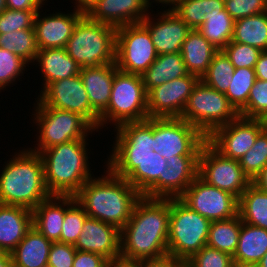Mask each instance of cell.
I'll list each match as a JSON object with an SVG mask.
<instances>
[{
    "label": "cell",
    "instance_id": "cell-16",
    "mask_svg": "<svg viewBox=\"0 0 267 267\" xmlns=\"http://www.w3.org/2000/svg\"><path fill=\"white\" fill-rule=\"evenodd\" d=\"M266 127V120L239 116L236 120L216 128L207 137V142L222 156L239 160Z\"/></svg>",
    "mask_w": 267,
    "mask_h": 267
},
{
    "label": "cell",
    "instance_id": "cell-36",
    "mask_svg": "<svg viewBox=\"0 0 267 267\" xmlns=\"http://www.w3.org/2000/svg\"><path fill=\"white\" fill-rule=\"evenodd\" d=\"M0 47L13 52L24 61H35L38 47L34 29H22L8 34H0Z\"/></svg>",
    "mask_w": 267,
    "mask_h": 267
},
{
    "label": "cell",
    "instance_id": "cell-56",
    "mask_svg": "<svg viewBox=\"0 0 267 267\" xmlns=\"http://www.w3.org/2000/svg\"><path fill=\"white\" fill-rule=\"evenodd\" d=\"M0 267H13V261L11 253L5 252L0 257Z\"/></svg>",
    "mask_w": 267,
    "mask_h": 267
},
{
    "label": "cell",
    "instance_id": "cell-35",
    "mask_svg": "<svg viewBox=\"0 0 267 267\" xmlns=\"http://www.w3.org/2000/svg\"><path fill=\"white\" fill-rule=\"evenodd\" d=\"M239 214L227 220L211 221L207 246L234 255L240 234Z\"/></svg>",
    "mask_w": 267,
    "mask_h": 267
},
{
    "label": "cell",
    "instance_id": "cell-23",
    "mask_svg": "<svg viewBox=\"0 0 267 267\" xmlns=\"http://www.w3.org/2000/svg\"><path fill=\"white\" fill-rule=\"evenodd\" d=\"M199 155H179L166 159L164 177L158 178V198H179L198 176Z\"/></svg>",
    "mask_w": 267,
    "mask_h": 267
},
{
    "label": "cell",
    "instance_id": "cell-46",
    "mask_svg": "<svg viewBox=\"0 0 267 267\" xmlns=\"http://www.w3.org/2000/svg\"><path fill=\"white\" fill-rule=\"evenodd\" d=\"M26 64L18 55L0 47V89L15 81L23 73Z\"/></svg>",
    "mask_w": 267,
    "mask_h": 267
},
{
    "label": "cell",
    "instance_id": "cell-14",
    "mask_svg": "<svg viewBox=\"0 0 267 267\" xmlns=\"http://www.w3.org/2000/svg\"><path fill=\"white\" fill-rule=\"evenodd\" d=\"M179 199L210 221L227 220L238 215L239 199L227 191L209 185L199 176Z\"/></svg>",
    "mask_w": 267,
    "mask_h": 267
},
{
    "label": "cell",
    "instance_id": "cell-19",
    "mask_svg": "<svg viewBox=\"0 0 267 267\" xmlns=\"http://www.w3.org/2000/svg\"><path fill=\"white\" fill-rule=\"evenodd\" d=\"M77 9L71 14L56 13L40 18L38 11L34 18L35 38L38 49L65 48L78 20L85 14L84 6L75 0Z\"/></svg>",
    "mask_w": 267,
    "mask_h": 267
},
{
    "label": "cell",
    "instance_id": "cell-52",
    "mask_svg": "<svg viewBox=\"0 0 267 267\" xmlns=\"http://www.w3.org/2000/svg\"><path fill=\"white\" fill-rule=\"evenodd\" d=\"M254 70L256 79L267 81V50L263 51L259 56Z\"/></svg>",
    "mask_w": 267,
    "mask_h": 267
},
{
    "label": "cell",
    "instance_id": "cell-22",
    "mask_svg": "<svg viewBox=\"0 0 267 267\" xmlns=\"http://www.w3.org/2000/svg\"><path fill=\"white\" fill-rule=\"evenodd\" d=\"M115 128L117 137L110 158H144L152 154L153 118L127 122Z\"/></svg>",
    "mask_w": 267,
    "mask_h": 267
},
{
    "label": "cell",
    "instance_id": "cell-54",
    "mask_svg": "<svg viewBox=\"0 0 267 267\" xmlns=\"http://www.w3.org/2000/svg\"><path fill=\"white\" fill-rule=\"evenodd\" d=\"M224 9V0H205L206 14L213 12H221Z\"/></svg>",
    "mask_w": 267,
    "mask_h": 267
},
{
    "label": "cell",
    "instance_id": "cell-37",
    "mask_svg": "<svg viewBox=\"0 0 267 267\" xmlns=\"http://www.w3.org/2000/svg\"><path fill=\"white\" fill-rule=\"evenodd\" d=\"M234 71L235 67L229 58L222 50H219L213 57L207 72L200 80L207 86L219 92L226 93L232 81Z\"/></svg>",
    "mask_w": 267,
    "mask_h": 267
},
{
    "label": "cell",
    "instance_id": "cell-57",
    "mask_svg": "<svg viewBox=\"0 0 267 267\" xmlns=\"http://www.w3.org/2000/svg\"><path fill=\"white\" fill-rule=\"evenodd\" d=\"M145 1V3L148 5V7H150L149 5H151L150 3H149V1L150 0H144ZM155 1H157V2H159V3H165V4H171V5H173L174 6V4L176 3V1L177 0H155Z\"/></svg>",
    "mask_w": 267,
    "mask_h": 267
},
{
    "label": "cell",
    "instance_id": "cell-45",
    "mask_svg": "<svg viewBox=\"0 0 267 267\" xmlns=\"http://www.w3.org/2000/svg\"><path fill=\"white\" fill-rule=\"evenodd\" d=\"M186 263L190 267H234L230 254L207 245L192 255Z\"/></svg>",
    "mask_w": 267,
    "mask_h": 267
},
{
    "label": "cell",
    "instance_id": "cell-62",
    "mask_svg": "<svg viewBox=\"0 0 267 267\" xmlns=\"http://www.w3.org/2000/svg\"><path fill=\"white\" fill-rule=\"evenodd\" d=\"M103 267H108V261H107V263Z\"/></svg>",
    "mask_w": 267,
    "mask_h": 267
},
{
    "label": "cell",
    "instance_id": "cell-20",
    "mask_svg": "<svg viewBox=\"0 0 267 267\" xmlns=\"http://www.w3.org/2000/svg\"><path fill=\"white\" fill-rule=\"evenodd\" d=\"M74 247L97 253L108 261L120 258V230L111 224L87 217Z\"/></svg>",
    "mask_w": 267,
    "mask_h": 267
},
{
    "label": "cell",
    "instance_id": "cell-43",
    "mask_svg": "<svg viewBox=\"0 0 267 267\" xmlns=\"http://www.w3.org/2000/svg\"><path fill=\"white\" fill-rule=\"evenodd\" d=\"M39 10H11L0 13V34L22 29H34V18Z\"/></svg>",
    "mask_w": 267,
    "mask_h": 267
},
{
    "label": "cell",
    "instance_id": "cell-58",
    "mask_svg": "<svg viewBox=\"0 0 267 267\" xmlns=\"http://www.w3.org/2000/svg\"><path fill=\"white\" fill-rule=\"evenodd\" d=\"M255 267H267V252L264 254L262 259L256 264Z\"/></svg>",
    "mask_w": 267,
    "mask_h": 267
},
{
    "label": "cell",
    "instance_id": "cell-18",
    "mask_svg": "<svg viewBox=\"0 0 267 267\" xmlns=\"http://www.w3.org/2000/svg\"><path fill=\"white\" fill-rule=\"evenodd\" d=\"M93 21L119 28L140 23L149 14L144 0H78Z\"/></svg>",
    "mask_w": 267,
    "mask_h": 267
},
{
    "label": "cell",
    "instance_id": "cell-29",
    "mask_svg": "<svg viewBox=\"0 0 267 267\" xmlns=\"http://www.w3.org/2000/svg\"><path fill=\"white\" fill-rule=\"evenodd\" d=\"M218 51L197 30L192 29L183 42L181 49L187 72L201 79Z\"/></svg>",
    "mask_w": 267,
    "mask_h": 267
},
{
    "label": "cell",
    "instance_id": "cell-25",
    "mask_svg": "<svg viewBox=\"0 0 267 267\" xmlns=\"http://www.w3.org/2000/svg\"><path fill=\"white\" fill-rule=\"evenodd\" d=\"M117 70L116 63L80 69V76L88 94L90 105L99 115L109 104L112 84Z\"/></svg>",
    "mask_w": 267,
    "mask_h": 267
},
{
    "label": "cell",
    "instance_id": "cell-27",
    "mask_svg": "<svg viewBox=\"0 0 267 267\" xmlns=\"http://www.w3.org/2000/svg\"><path fill=\"white\" fill-rule=\"evenodd\" d=\"M267 252V230L245 222L241 223L234 266L255 267Z\"/></svg>",
    "mask_w": 267,
    "mask_h": 267
},
{
    "label": "cell",
    "instance_id": "cell-48",
    "mask_svg": "<svg viewBox=\"0 0 267 267\" xmlns=\"http://www.w3.org/2000/svg\"><path fill=\"white\" fill-rule=\"evenodd\" d=\"M76 248L72 244L53 242L47 267H73Z\"/></svg>",
    "mask_w": 267,
    "mask_h": 267
},
{
    "label": "cell",
    "instance_id": "cell-12",
    "mask_svg": "<svg viewBox=\"0 0 267 267\" xmlns=\"http://www.w3.org/2000/svg\"><path fill=\"white\" fill-rule=\"evenodd\" d=\"M198 176L209 185L227 191L238 199L252 184L239 160L222 156L207 141L199 153Z\"/></svg>",
    "mask_w": 267,
    "mask_h": 267
},
{
    "label": "cell",
    "instance_id": "cell-50",
    "mask_svg": "<svg viewBox=\"0 0 267 267\" xmlns=\"http://www.w3.org/2000/svg\"><path fill=\"white\" fill-rule=\"evenodd\" d=\"M183 261L170 254L159 258L139 261L140 267H178Z\"/></svg>",
    "mask_w": 267,
    "mask_h": 267
},
{
    "label": "cell",
    "instance_id": "cell-41",
    "mask_svg": "<svg viewBox=\"0 0 267 267\" xmlns=\"http://www.w3.org/2000/svg\"><path fill=\"white\" fill-rule=\"evenodd\" d=\"M239 115L247 119L267 120V81L255 80L248 102Z\"/></svg>",
    "mask_w": 267,
    "mask_h": 267
},
{
    "label": "cell",
    "instance_id": "cell-26",
    "mask_svg": "<svg viewBox=\"0 0 267 267\" xmlns=\"http://www.w3.org/2000/svg\"><path fill=\"white\" fill-rule=\"evenodd\" d=\"M65 206L67 196L51 195L32 210L33 226L51 242H60Z\"/></svg>",
    "mask_w": 267,
    "mask_h": 267
},
{
    "label": "cell",
    "instance_id": "cell-49",
    "mask_svg": "<svg viewBox=\"0 0 267 267\" xmlns=\"http://www.w3.org/2000/svg\"><path fill=\"white\" fill-rule=\"evenodd\" d=\"M107 259L97 253L76 250L73 267H103Z\"/></svg>",
    "mask_w": 267,
    "mask_h": 267
},
{
    "label": "cell",
    "instance_id": "cell-10",
    "mask_svg": "<svg viewBox=\"0 0 267 267\" xmlns=\"http://www.w3.org/2000/svg\"><path fill=\"white\" fill-rule=\"evenodd\" d=\"M207 138L180 117L153 118V150L164 159L179 155H199Z\"/></svg>",
    "mask_w": 267,
    "mask_h": 267
},
{
    "label": "cell",
    "instance_id": "cell-60",
    "mask_svg": "<svg viewBox=\"0 0 267 267\" xmlns=\"http://www.w3.org/2000/svg\"><path fill=\"white\" fill-rule=\"evenodd\" d=\"M178 267H190L185 261H183Z\"/></svg>",
    "mask_w": 267,
    "mask_h": 267
},
{
    "label": "cell",
    "instance_id": "cell-38",
    "mask_svg": "<svg viewBox=\"0 0 267 267\" xmlns=\"http://www.w3.org/2000/svg\"><path fill=\"white\" fill-rule=\"evenodd\" d=\"M255 80L254 69L235 68L232 81L225 95L238 113L246 106Z\"/></svg>",
    "mask_w": 267,
    "mask_h": 267
},
{
    "label": "cell",
    "instance_id": "cell-28",
    "mask_svg": "<svg viewBox=\"0 0 267 267\" xmlns=\"http://www.w3.org/2000/svg\"><path fill=\"white\" fill-rule=\"evenodd\" d=\"M52 243L32 226L11 252L13 267H47Z\"/></svg>",
    "mask_w": 267,
    "mask_h": 267
},
{
    "label": "cell",
    "instance_id": "cell-53",
    "mask_svg": "<svg viewBox=\"0 0 267 267\" xmlns=\"http://www.w3.org/2000/svg\"><path fill=\"white\" fill-rule=\"evenodd\" d=\"M252 184H254L258 189L267 193V165L252 180Z\"/></svg>",
    "mask_w": 267,
    "mask_h": 267
},
{
    "label": "cell",
    "instance_id": "cell-11",
    "mask_svg": "<svg viewBox=\"0 0 267 267\" xmlns=\"http://www.w3.org/2000/svg\"><path fill=\"white\" fill-rule=\"evenodd\" d=\"M157 56L149 31L141 23L116 28L115 63L118 70L142 75Z\"/></svg>",
    "mask_w": 267,
    "mask_h": 267
},
{
    "label": "cell",
    "instance_id": "cell-24",
    "mask_svg": "<svg viewBox=\"0 0 267 267\" xmlns=\"http://www.w3.org/2000/svg\"><path fill=\"white\" fill-rule=\"evenodd\" d=\"M33 226L32 211L0 203V247L11 253Z\"/></svg>",
    "mask_w": 267,
    "mask_h": 267
},
{
    "label": "cell",
    "instance_id": "cell-31",
    "mask_svg": "<svg viewBox=\"0 0 267 267\" xmlns=\"http://www.w3.org/2000/svg\"><path fill=\"white\" fill-rule=\"evenodd\" d=\"M188 74L181 52H176L158 55L155 61L141 76L144 88L148 93L151 89L165 82Z\"/></svg>",
    "mask_w": 267,
    "mask_h": 267
},
{
    "label": "cell",
    "instance_id": "cell-32",
    "mask_svg": "<svg viewBox=\"0 0 267 267\" xmlns=\"http://www.w3.org/2000/svg\"><path fill=\"white\" fill-rule=\"evenodd\" d=\"M232 41L266 51L267 11L236 20Z\"/></svg>",
    "mask_w": 267,
    "mask_h": 267
},
{
    "label": "cell",
    "instance_id": "cell-21",
    "mask_svg": "<svg viewBox=\"0 0 267 267\" xmlns=\"http://www.w3.org/2000/svg\"><path fill=\"white\" fill-rule=\"evenodd\" d=\"M164 12L156 23L152 22L149 14L140 23L149 31L158 55L181 52L182 44L192 29L171 9Z\"/></svg>",
    "mask_w": 267,
    "mask_h": 267
},
{
    "label": "cell",
    "instance_id": "cell-17",
    "mask_svg": "<svg viewBox=\"0 0 267 267\" xmlns=\"http://www.w3.org/2000/svg\"><path fill=\"white\" fill-rule=\"evenodd\" d=\"M200 78L194 74L165 82L147 93L149 118L181 117Z\"/></svg>",
    "mask_w": 267,
    "mask_h": 267
},
{
    "label": "cell",
    "instance_id": "cell-13",
    "mask_svg": "<svg viewBox=\"0 0 267 267\" xmlns=\"http://www.w3.org/2000/svg\"><path fill=\"white\" fill-rule=\"evenodd\" d=\"M108 168L114 175L126 179L142 196L158 198V178L164 177L166 159L159 152L144 158H110Z\"/></svg>",
    "mask_w": 267,
    "mask_h": 267
},
{
    "label": "cell",
    "instance_id": "cell-1",
    "mask_svg": "<svg viewBox=\"0 0 267 267\" xmlns=\"http://www.w3.org/2000/svg\"><path fill=\"white\" fill-rule=\"evenodd\" d=\"M170 198L141 196L120 230V258L139 262L168 254Z\"/></svg>",
    "mask_w": 267,
    "mask_h": 267
},
{
    "label": "cell",
    "instance_id": "cell-59",
    "mask_svg": "<svg viewBox=\"0 0 267 267\" xmlns=\"http://www.w3.org/2000/svg\"><path fill=\"white\" fill-rule=\"evenodd\" d=\"M7 8L6 0H0V13Z\"/></svg>",
    "mask_w": 267,
    "mask_h": 267
},
{
    "label": "cell",
    "instance_id": "cell-9",
    "mask_svg": "<svg viewBox=\"0 0 267 267\" xmlns=\"http://www.w3.org/2000/svg\"><path fill=\"white\" fill-rule=\"evenodd\" d=\"M35 120L40 135L39 144L31 151L42 150L77 139H85L88 131L96 130L84 117L76 112L47 107L37 102Z\"/></svg>",
    "mask_w": 267,
    "mask_h": 267
},
{
    "label": "cell",
    "instance_id": "cell-39",
    "mask_svg": "<svg viewBox=\"0 0 267 267\" xmlns=\"http://www.w3.org/2000/svg\"><path fill=\"white\" fill-rule=\"evenodd\" d=\"M60 234V243L72 244L78 240L85 219L88 217L75 196H67V206Z\"/></svg>",
    "mask_w": 267,
    "mask_h": 267
},
{
    "label": "cell",
    "instance_id": "cell-40",
    "mask_svg": "<svg viewBox=\"0 0 267 267\" xmlns=\"http://www.w3.org/2000/svg\"><path fill=\"white\" fill-rule=\"evenodd\" d=\"M239 163L251 181L267 165V127L258 135L248 152L239 159Z\"/></svg>",
    "mask_w": 267,
    "mask_h": 267
},
{
    "label": "cell",
    "instance_id": "cell-15",
    "mask_svg": "<svg viewBox=\"0 0 267 267\" xmlns=\"http://www.w3.org/2000/svg\"><path fill=\"white\" fill-rule=\"evenodd\" d=\"M38 99L44 106L76 112L95 129L99 127V114L90 105L80 74L49 83Z\"/></svg>",
    "mask_w": 267,
    "mask_h": 267
},
{
    "label": "cell",
    "instance_id": "cell-8",
    "mask_svg": "<svg viewBox=\"0 0 267 267\" xmlns=\"http://www.w3.org/2000/svg\"><path fill=\"white\" fill-rule=\"evenodd\" d=\"M239 116L225 93L199 80L180 118L195 126L207 138L216 128L236 120Z\"/></svg>",
    "mask_w": 267,
    "mask_h": 267
},
{
    "label": "cell",
    "instance_id": "cell-6",
    "mask_svg": "<svg viewBox=\"0 0 267 267\" xmlns=\"http://www.w3.org/2000/svg\"><path fill=\"white\" fill-rule=\"evenodd\" d=\"M210 224L179 198H170L168 254L186 262L207 245Z\"/></svg>",
    "mask_w": 267,
    "mask_h": 267
},
{
    "label": "cell",
    "instance_id": "cell-47",
    "mask_svg": "<svg viewBox=\"0 0 267 267\" xmlns=\"http://www.w3.org/2000/svg\"><path fill=\"white\" fill-rule=\"evenodd\" d=\"M224 7L236 21L267 11V0H224Z\"/></svg>",
    "mask_w": 267,
    "mask_h": 267
},
{
    "label": "cell",
    "instance_id": "cell-42",
    "mask_svg": "<svg viewBox=\"0 0 267 267\" xmlns=\"http://www.w3.org/2000/svg\"><path fill=\"white\" fill-rule=\"evenodd\" d=\"M171 10L194 30L205 21V0H177Z\"/></svg>",
    "mask_w": 267,
    "mask_h": 267
},
{
    "label": "cell",
    "instance_id": "cell-51",
    "mask_svg": "<svg viewBox=\"0 0 267 267\" xmlns=\"http://www.w3.org/2000/svg\"><path fill=\"white\" fill-rule=\"evenodd\" d=\"M45 0H6L7 8L11 10H39Z\"/></svg>",
    "mask_w": 267,
    "mask_h": 267
},
{
    "label": "cell",
    "instance_id": "cell-30",
    "mask_svg": "<svg viewBox=\"0 0 267 267\" xmlns=\"http://www.w3.org/2000/svg\"><path fill=\"white\" fill-rule=\"evenodd\" d=\"M44 75V87L51 82L80 74V66L67 54L65 48L39 49L35 58Z\"/></svg>",
    "mask_w": 267,
    "mask_h": 267
},
{
    "label": "cell",
    "instance_id": "cell-33",
    "mask_svg": "<svg viewBox=\"0 0 267 267\" xmlns=\"http://www.w3.org/2000/svg\"><path fill=\"white\" fill-rule=\"evenodd\" d=\"M238 214L242 222L267 230V193L251 184L239 198Z\"/></svg>",
    "mask_w": 267,
    "mask_h": 267
},
{
    "label": "cell",
    "instance_id": "cell-7",
    "mask_svg": "<svg viewBox=\"0 0 267 267\" xmlns=\"http://www.w3.org/2000/svg\"><path fill=\"white\" fill-rule=\"evenodd\" d=\"M148 118L147 92L142 76L117 70L109 104L99 115V126L104 127V123L110 120L118 127L127 122H140Z\"/></svg>",
    "mask_w": 267,
    "mask_h": 267
},
{
    "label": "cell",
    "instance_id": "cell-4",
    "mask_svg": "<svg viewBox=\"0 0 267 267\" xmlns=\"http://www.w3.org/2000/svg\"><path fill=\"white\" fill-rule=\"evenodd\" d=\"M86 139L65 142L42 150L45 184L51 195L75 196L91 179Z\"/></svg>",
    "mask_w": 267,
    "mask_h": 267
},
{
    "label": "cell",
    "instance_id": "cell-2",
    "mask_svg": "<svg viewBox=\"0 0 267 267\" xmlns=\"http://www.w3.org/2000/svg\"><path fill=\"white\" fill-rule=\"evenodd\" d=\"M89 179L75 195L89 217L116 226L121 230L142 196L126 179L114 175Z\"/></svg>",
    "mask_w": 267,
    "mask_h": 267
},
{
    "label": "cell",
    "instance_id": "cell-44",
    "mask_svg": "<svg viewBox=\"0 0 267 267\" xmlns=\"http://www.w3.org/2000/svg\"><path fill=\"white\" fill-rule=\"evenodd\" d=\"M235 68L254 69L262 50L250 45L231 41L222 49Z\"/></svg>",
    "mask_w": 267,
    "mask_h": 267
},
{
    "label": "cell",
    "instance_id": "cell-3",
    "mask_svg": "<svg viewBox=\"0 0 267 267\" xmlns=\"http://www.w3.org/2000/svg\"><path fill=\"white\" fill-rule=\"evenodd\" d=\"M0 174V203L35 209L51 196L45 184L44 163L31 150L16 154Z\"/></svg>",
    "mask_w": 267,
    "mask_h": 267
},
{
    "label": "cell",
    "instance_id": "cell-55",
    "mask_svg": "<svg viewBox=\"0 0 267 267\" xmlns=\"http://www.w3.org/2000/svg\"><path fill=\"white\" fill-rule=\"evenodd\" d=\"M108 267H140L139 262L128 261L124 259H115L108 261Z\"/></svg>",
    "mask_w": 267,
    "mask_h": 267
},
{
    "label": "cell",
    "instance_id": "cell-34",
    "mask_svg": "<svg viewBox=\"0 0 267 267\" xmlns=\"http://www.w3.org/2000/svg\"><path fill=\"white\" fill-rule=\"evenodd\" d=\"M204 23L197 31L218 50L226 47L233 38L235 20L224 9L205 14Z\"/></svg>",
    "mask_w": 267,
    "mask_h": 267
},
{
    "label": "cell",
    "instance_id": "cell-5",
    "mask_svg": "<svg viewBox=\"0 0 267 267\" xmlns=\"http://www.w3.org/2000/svg\"><path fill=\"white\" fill-rule=\"evenodd\" d=\"M65 49L81 69L115 63L116 28L93 21L84 14Z\"/></svg>",
    "mask_w": 267,
    "mask_h": 267
},
{
    "label": "cell",
    "instance_id": "cell-61",
    "mask_svg": "<svg viewBox=\"0 0 267 267\" xmlns=\"http://www.w3.org/2000/svg\"><path fill=\"white\" fill-rule=\"evenodd\" d=\"M6 251L3 250L1 247H0V257L5 253Z\"/></svg>",
    "mask_w": 267,
    "mask_h": 267
}]
</instances>
